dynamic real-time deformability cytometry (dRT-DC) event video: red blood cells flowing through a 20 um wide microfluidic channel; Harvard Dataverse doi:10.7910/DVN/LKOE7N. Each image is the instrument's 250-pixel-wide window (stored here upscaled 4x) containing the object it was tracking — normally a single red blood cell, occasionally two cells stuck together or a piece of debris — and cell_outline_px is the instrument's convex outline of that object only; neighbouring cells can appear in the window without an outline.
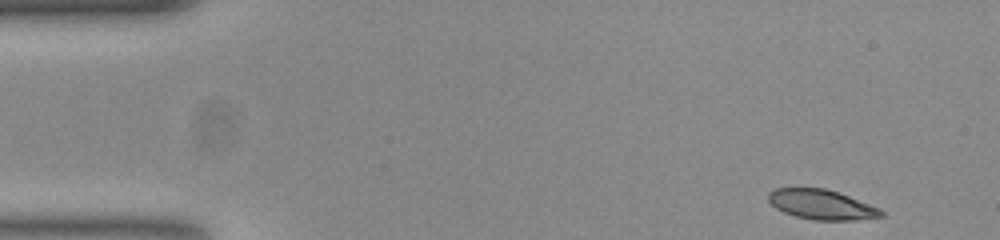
{"species": "common noctule bat (a hibernating species)", "species_latin": "Nyctalus noctula", "temperature_condition": "room temperature", "stored_images_in_passage": 51, "camera_frame_rate_fps": 3000, "um_per_image_px": 0.085, "animal": {"sex": "female", "body_mass_g": 23.0, "forearm_length_mm": 53.4}, "frame": {"image": 1, "passage_image": 1, "time_ms": 0.0, "image_size_px": [1000, 240], "cell_outline_px": [[884, 216], [852, 220], [816, 220], [796, 216], [784, 212], [776, 208], [768, 200], [768, 192], [776, 188], [824, 188], [848, 196], [880, 208], [884, 212]], "centroid_in_image_um": [69.82, 17.39], "position_along_channel_um": 15.2, "area_um2": 19.36}}
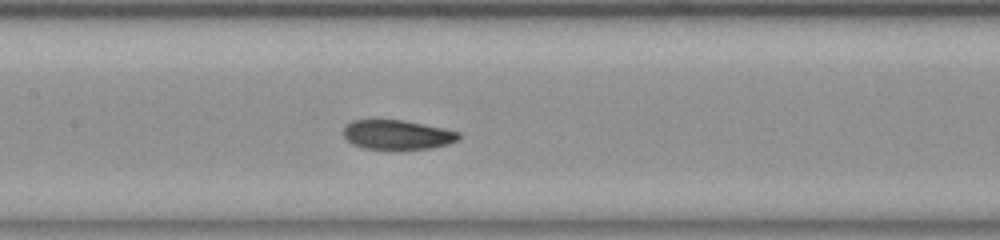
{"frame": {"image": 2, "passage_image": 22, "time_ms": 7.0, "image_size_px": [1000, 240], "cell_outline_px": [[460, 136], [456, 140], [448, 144], [432, 148], [364, 148], [352, 144], [344, 136], [344, 124], [352, 120], [404, 120], [444, 128], [460, 132]], "centroid_in_image_um": [33.76, 11.43], "position_along_channel_um": 173.6, "area_um2": 19.54}}
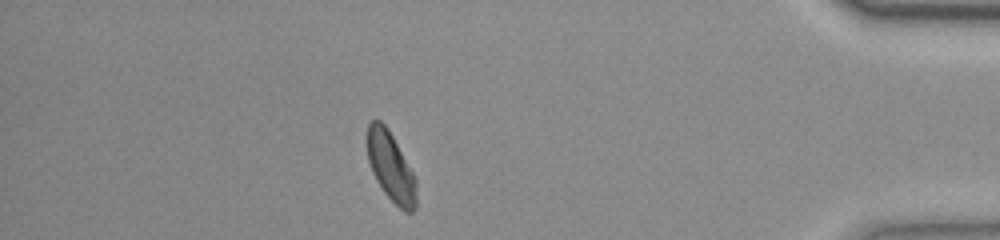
{"frame": {"image": 3, "passage_image": 44, "time_ms": 14.333, "image_size_px": [1000, 240], "cell_outline_px": [[416, 208], [412, 212], [404, 212], [384, 192], [376, 180], [372, 172], [368, 160], [368, 124], [372, 120], [380, 120], [388, 128], [412, 172], [416, 180]], "centroid_in_image_um": [33.22, 14.2], "position_along_channel_um": 402.0, "area_um2": 19.42}, "authors_computed_cell_mechanics": {"area_um2": 20.3456, "velocity_mm_per_s": 3.7458, "shape_relaxation_time_tau1_ms": null, "shape_relaxation_time_tau2_ms": 10.1122, "deformation_change_tau1": null, "deformation_change_tau2": 0.1308}}